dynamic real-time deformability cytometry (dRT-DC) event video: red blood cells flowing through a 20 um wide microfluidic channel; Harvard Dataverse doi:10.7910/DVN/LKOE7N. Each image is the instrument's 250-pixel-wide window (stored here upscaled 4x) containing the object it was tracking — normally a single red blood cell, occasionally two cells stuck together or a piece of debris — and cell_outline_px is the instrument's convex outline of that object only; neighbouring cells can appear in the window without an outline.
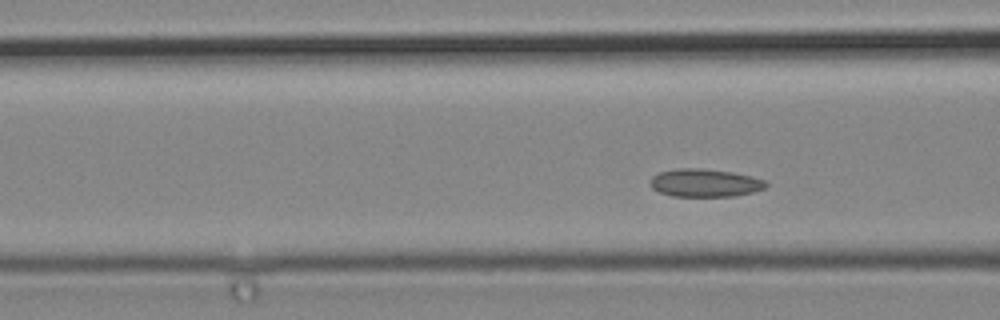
{"species": "common noctule bat (a hibernating species)", "species_latin": "Nyctalus noctula", "temperature_condition": "cold", "stored_images_in_passage": 3, "camera_frame_rate_fps": 3000, "um_per_image_px": 0.085, "animal": {"sex": "male", "body_mass_g": 19.2, "forearm_length_mm": 51.8}, "frame": {"image": 1, "passage_image": 3, "time_ms": 0.667, "image_size_px": [1000, 320], "cell_outline_px": [[768, 184], [764, 188], [752, 192], [736, 196], [672, 196], [660, 192], [652, 188], [648, 184], [648, 180], [652, 176], [660, 172], [676, 168], [700, 168], [732, 172], [752, 176], [764, 180]], "centroid_in_image_um": [59.87, 15.54], "position_along_channel_um": 106.7, "area_um2": 18.96}}